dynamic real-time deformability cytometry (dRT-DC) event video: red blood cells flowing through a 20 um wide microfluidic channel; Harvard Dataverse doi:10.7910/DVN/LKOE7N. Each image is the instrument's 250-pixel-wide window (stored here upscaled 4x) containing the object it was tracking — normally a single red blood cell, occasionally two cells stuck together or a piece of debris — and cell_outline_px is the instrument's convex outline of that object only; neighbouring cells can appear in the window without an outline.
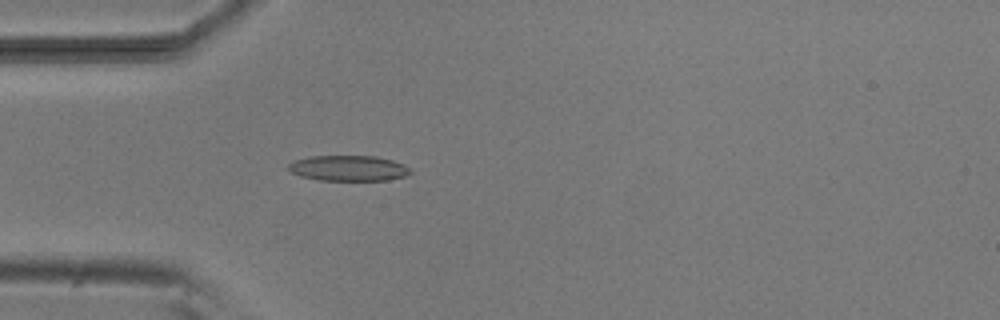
{"species": "common noctule bat (a hibernating species)", "species_latin": "Nyctalus noctula", "temperature_condition": "room temperature", "stored_images_in_passage": 4, "camera_frame_rate_fps": 3000, "um_per_image_px": 0.085, "animal": {"sex": "male", "body_mass_g": 20.5, "forearm_length_mm": 52.5}, "frame": {"image": 1, "passage_image": 4, "time_ms": 4.333, "image_size_px": [1000, 320], "cell_outline_px": [[412, 172], [404, 176], [388, 180], [320, 180], [300, 176], [292, 172], [288, 168], [288, 164], [292, 160], [312, 156], [376, 156], [392, 160], [404, 164]], "centroid_in_image_um": [29.6, 14.29], "position_along_channel_um": 55.4, "area_um2": 18.09}}